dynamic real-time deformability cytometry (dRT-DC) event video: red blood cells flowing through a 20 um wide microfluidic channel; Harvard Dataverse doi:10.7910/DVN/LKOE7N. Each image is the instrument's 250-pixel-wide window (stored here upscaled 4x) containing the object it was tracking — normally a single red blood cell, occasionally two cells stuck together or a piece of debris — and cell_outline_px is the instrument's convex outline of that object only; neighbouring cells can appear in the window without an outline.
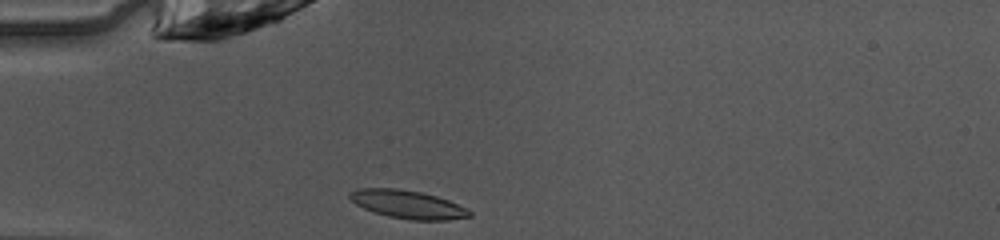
{"species": "common noctule bat (a hibernating species)", "species_latin": "Nyctalus noctula", "temperature_condition": "warm", "stored_images_in_passage": 36, "camera_frame_rate_fps": 3000, "um_per_image_px": 0.085, "animal": {"sex": "female", "body_mass_g": 10.0, "forearm_length_mm": 53.1}, "frame": {"image": 1, "passage_image": 1, "time_ms": 0.0, "image_size_px": [1000, 240], "cell_outline_px": [[472, 216], [448, 220], [412, 220], [388, 216], [372, 212], [356, 204], [348, 196], [348, 192], [356, 188], [396, 188], [420, 192], [436, 196], [448, 200], [472, 212]], "centroid_in_image_um": [34.61, 17.37], "position_along_channel_um": 50.4, "area_um2": 19.59}}
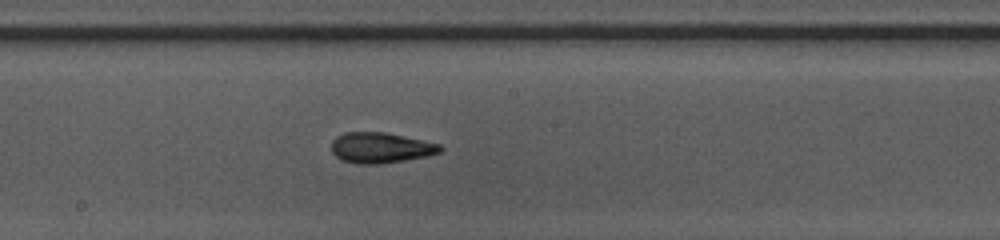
{"frame": {"image": 2, "passage_image": 14, "time_ms": 4.333, "image_size_px": [1000, 240], "cell_outline_px": [[444, 148], [440, 152], [428, 156], [380, 164], [356, 164], [340, 160], [332, 152], [332, 140], [336, 136], [344, 132], [384, 132], [440, 144]], "centroid_in_image_um": [32.33, 12.56], "position_along_channel_um": 215.9, "area_um2": 19.42}}
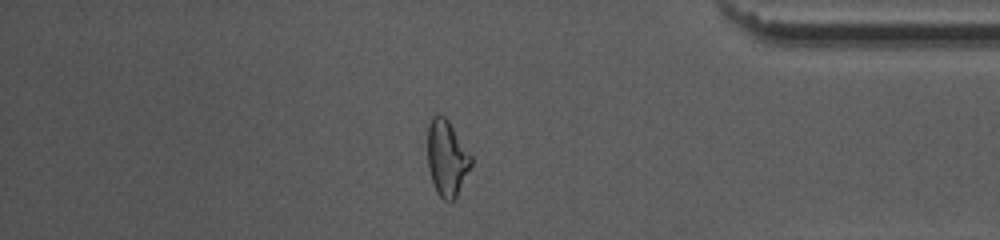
{"frame": {"image": 3, "passage_image": 29, "time_ms": 9.333, "image_size_px": [1000, 240], "cell_outline_px": [[472, 164], [456, 196], [452, 200], [444, 200], [436, 192], [428, 168], [428, 124], [432, 116], [444, 116], [448, 120], [472, 156]], "centroid_in_image_um": [37.98, 13.43], "position_along_channel_um": 397.2, "area_um2": 18.96}, "authors_computed_cell_mechanics": {"area_um2": 19.4208, "velocity_mm_per_s": 4.0875, "shape_relaxation_time_tau1_ms": 4.088, "shape_relaxation_time_tau2_ms": 3.0504, "deformation_change_tau1": 0.1687, "deformation_change_tau2": 0.0779}}